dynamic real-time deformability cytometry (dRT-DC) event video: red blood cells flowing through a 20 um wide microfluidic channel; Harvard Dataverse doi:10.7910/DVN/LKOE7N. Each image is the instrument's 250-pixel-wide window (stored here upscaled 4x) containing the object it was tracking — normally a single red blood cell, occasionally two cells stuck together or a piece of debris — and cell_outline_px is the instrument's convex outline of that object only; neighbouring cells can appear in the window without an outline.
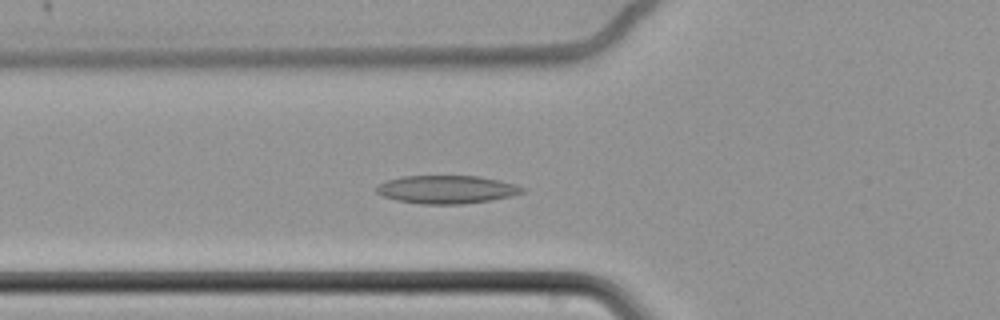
{"species": "common noctule bat (a hibernating species)", "species_latin": "Nyctalus noctula", "temperature_condition": "cold", "stored_images_in_passage": 52, "camera_frame_rate_fps": 3000, "um_per_image_px": 0.085, "animal": {"sex": "female", "body_mass_g": 22.7, "forearm_length_mm": 54.2}, "frame": {"image": 1, "passage_image": 20, "time_ms": 6.333, "image_size_px": [1000, 320], "cell_outline_px": [[528, 188], [524, 192], [512, 196], [488, 200], [460, 204], [420, 204], [396, 200], [384, 196], [376, 192], [376, 184], [400, 176], [480, 176], [500, 180], [516, 184]], "centroid_in_image_um": [37.98, 16.1], "position_along_channel_um": 87.8, "area_um2": 24.04}}
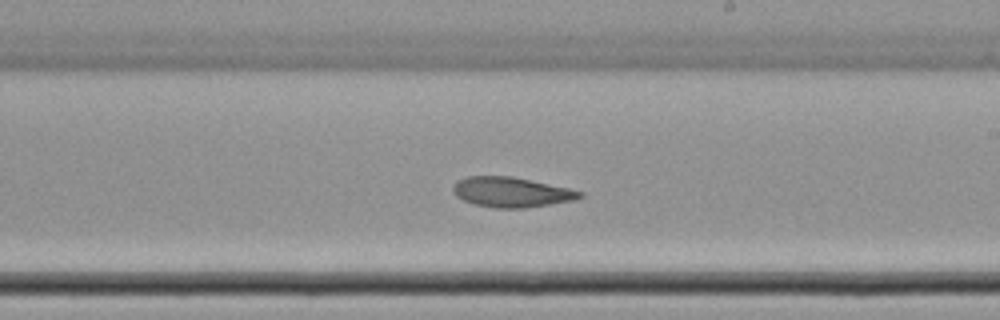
{"frame": {"image": 2, "passage_image": 34, "time_ms": 11.0, "image_size_px": [1000, 320], "cell_outline_px": [[584, 196], [576, 200], [524, 208], [496, 208], [476, 204], [464, 200], [456, 196], [452, 188], [456, 180], [468, 176], [512, 176], [568, 188], [584, 192]], "centroid_in_image_um": [43.48, 16.33], "position_along_channel_um": 245.5, "area_um2": 22.14}}
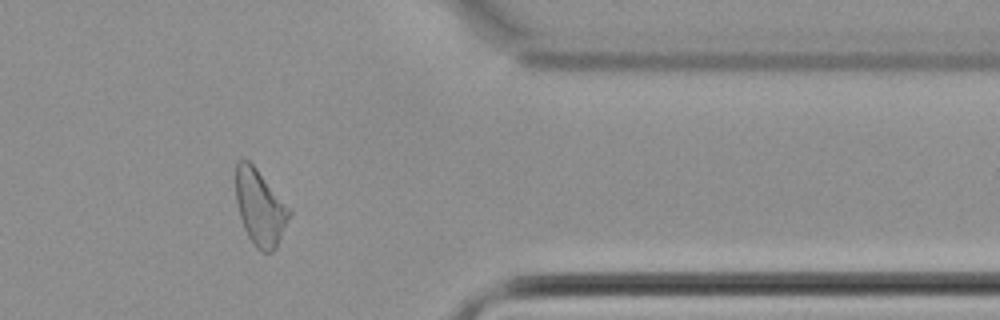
{"frame": {"image": 3, "passage_image": 48, "time_ms": 15.667, "image_size_px": [1000, 320], "cell_outline_px": [[292, 212], [276, 248], [272, 252], [260, 252], [252, 244], [244, 228], [240, 216], [236, 200], [236, 164], [240, 160], [248, 160], [256, 168]], "centroid_in_image_um": [22.09, 17.68], "position_along_channel_um": 389.3, "area_um2": 23.24}}